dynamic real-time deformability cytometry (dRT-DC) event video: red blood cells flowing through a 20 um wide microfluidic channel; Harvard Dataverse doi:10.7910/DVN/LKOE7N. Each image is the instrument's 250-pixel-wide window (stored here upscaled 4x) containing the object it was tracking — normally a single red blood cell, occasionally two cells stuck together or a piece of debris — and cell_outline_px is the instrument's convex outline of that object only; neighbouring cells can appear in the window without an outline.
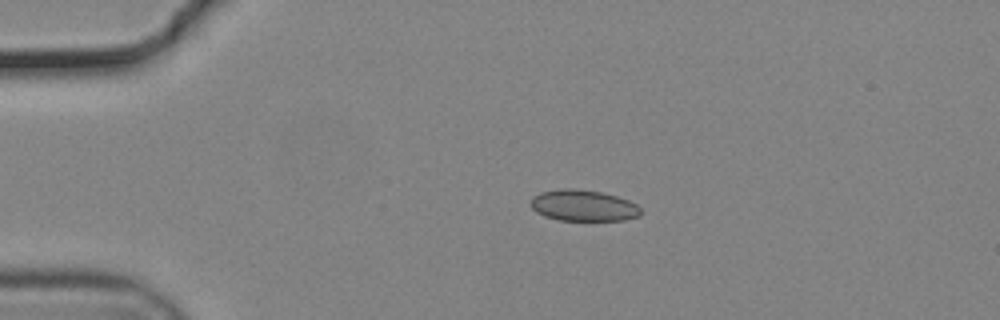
{"species": "common noctule bat (a hibernating species)", "species_latin": "Nyctalus noctula", "temperature_condition": "cold", "stored_images_in_passage": 44, "camera_frame_rate_fps": 3000, "um_per_image_px": 0.085, "animal": {"sex": "male", "body_mass_g": 19.2, "forearm_length_mm": 51.8}, "frame": {"image": 1, "passage_image": 1, "time_ms": 0.0, "image_size_px": [1000, 320], "cell_outline_px": [[640, 216], [624, 220], [560, 220], [544, 216], [536, 212], [532, 208], [532, 196], [540, 192], [560, 188], [576, 188], [600, 192], [616, 196], [628, 200], [636, 204], [640, 208]], "centroid_in_image_um": [49.57, 17.46], "position_along_channel_um": 35.4, "area_um2": 20.0}}
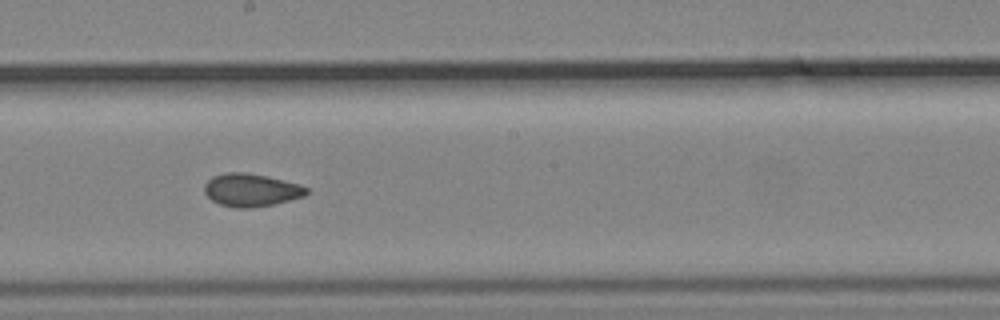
{"frame": {"image": 2, "passage_image": 20, "time_ms": 6.333, "image_size_px": [1000, 320], "cell_outline_px": [[308, 192], [304, 196], [272, 204], [252, 208], [236, 208], [220, 204], [212, 200], [204, 192], [204, 184], [212, 176], [224, 172], [244, 172], [268, 176], [300, 184], [308, 188]], "centroid_in_image_um": [21.33, 16.14], "position_along_channel_um": 226.9, "area_um2": 19.59}}
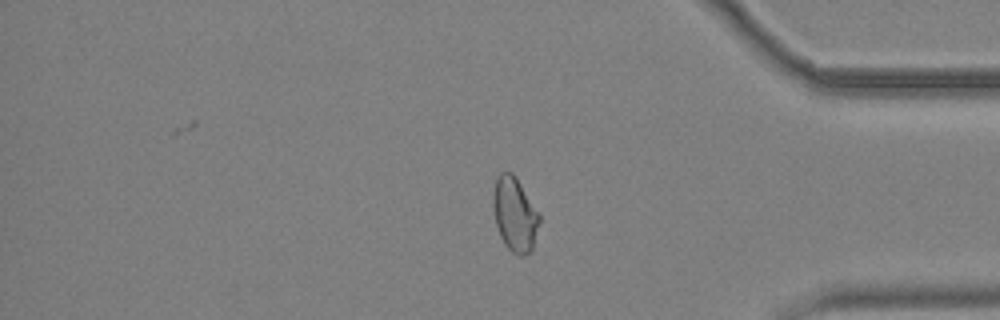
{"frame": {"image": 3, "passage_image": 35, "time_ms": 11.333, "image_size_px": [1000, 320], "cell_outline_px": [[540, 220], [532, 252], [524, 256], [520, 256], [512, 252], [504, 244], [500, 236], [496, 224], [492, 204], [492, 192], [496, 180], [500, 172], [512, 172], [516, 176], [540, 216]], "centroid_in_image_um": [43.75, 18.23], "position_along_channel_um": 391.5, "area_um2": 20.11}, "authors_computed_cell_mechanics": {"area_um2": 19.7676, "velocity_mm_per_s": 3.7138, "shape_relaxation_time_tau1_ms": null, "shape_relaxation_time_tau2_ms": 1.379, "deformation_change_tau1": null, "deformation_change_tau2": 0.063}}